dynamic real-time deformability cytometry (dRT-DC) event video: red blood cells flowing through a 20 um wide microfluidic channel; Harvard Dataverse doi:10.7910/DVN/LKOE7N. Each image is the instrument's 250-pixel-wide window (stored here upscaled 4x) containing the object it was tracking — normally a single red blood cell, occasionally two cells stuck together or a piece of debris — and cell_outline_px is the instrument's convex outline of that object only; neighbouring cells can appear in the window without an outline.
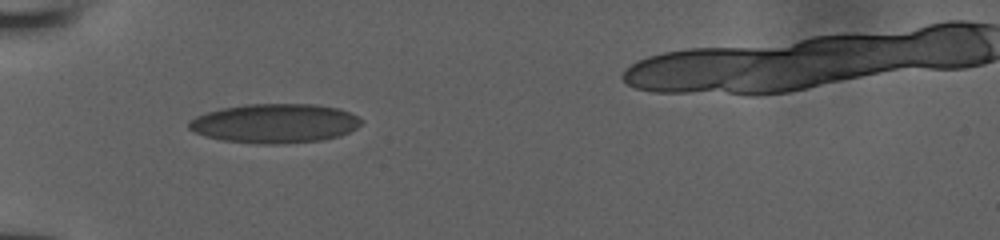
{"species": "human", "species_latin": "Homo sapiens", "temperature_condition": "room temperature", "stored_images_in_passage": 34, "camera_frame_rate_fps": 3000, "um_per_image_px": 0.085, "donor": {"sex": "male"}, "frame": {"image": 1, "passage_image": 1, "time_ms": 0.0, "image_size_px": [1000, 240], "cell_outline_px": [[364, 120], [356, 128], [340, 136], [324, 140], [276, 144], [264, 144], [224, 140], [204, 136], [188, 128], [188, 120], [196, 116], [220, 108], [244, 104], [316, 104], [340, 108]], "centroid_in_image_um": [23.36, 10.48], "position_along_channel_um": 61.6, "area_um2": 39.48}}
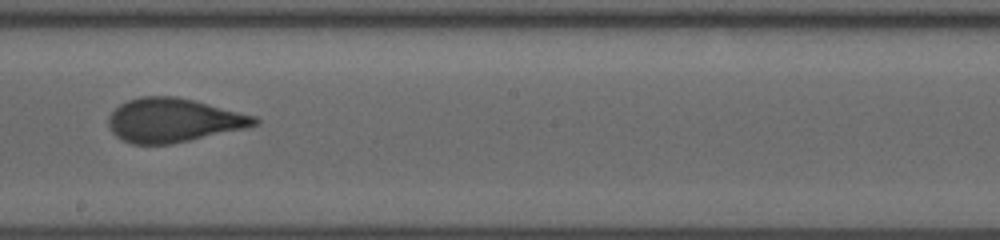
{"frame": {"image": 2, "passage_image": 14, "time_ms": 4.333, "image_size_px": [1000, 240], "cell_outline_px": [[260, 124], [244, 128], [172, 144], [132, 144], [120, 140], [112, 132], [108, 124], [108, 116], [120, 104], [128, 100], [140, 96], [176, 96], [256, 116], [260, 120]], "centroid_in_image_um": [14.71, 10.22], "position_along_channel_um": 233.5, "area_um2": 37.22}}
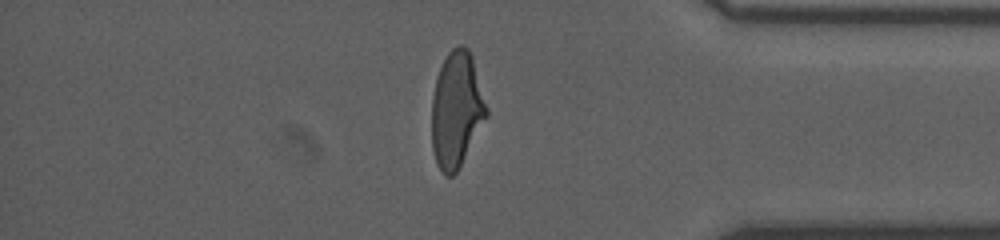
{"frame": {"image": 3, "passage_image": 27, "time_ms": 8.667, "image_size_px": [1000, 240], "cell_outline_px": [[488, 116], [456, 172], [452, 176], [444, 176], [440, 172], [436, 164], [432, 152], [432, 96], [436, 80], [440, 68], [448, 52], [452, 48], [460, 44], [464, 44], [468, 48], [472, 56], [488, 108]], "centroid_in_image_um": [38.8, 9.33], "position_along_channel_um": 396.4, "area_um2": 37.11}}